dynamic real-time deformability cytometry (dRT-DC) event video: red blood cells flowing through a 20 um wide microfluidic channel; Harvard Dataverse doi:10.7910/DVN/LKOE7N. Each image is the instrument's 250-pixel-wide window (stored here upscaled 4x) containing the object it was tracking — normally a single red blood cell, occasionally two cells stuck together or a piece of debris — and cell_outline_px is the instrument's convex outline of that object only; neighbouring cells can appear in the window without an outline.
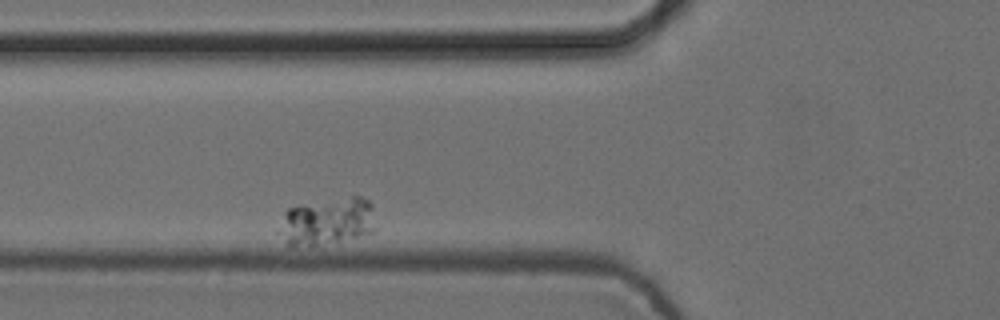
{"species": "common noctule bat (a hibernating species)", "species_latin": "Nyctalus noctula", "temperature_condition": "cold", "stored_images_in_passage": 33, "camera_frame_rate_fps": 3000, "um_per_image_px": 0.085, "animal": {"sex": "female", "body_mass_g": 24.6, "forearm_length_mm": 56.2}, "frame": {"image": 1, "passage_image": 5, "time_ms": 1.333, "image_size_px": [1000, 320], "cell_outline_px": [[376, 228], [372, 232], [356, 236], [316, 244], [288, 248], [284, 244], [284, 212], [288, 208], [352, 196], [360, 196], [368, 200], [372, 204]], "centroid_in_image_um": [27.89, 18.81], "position_along_channel_um": 97.9, "area_um2": 25.61}}
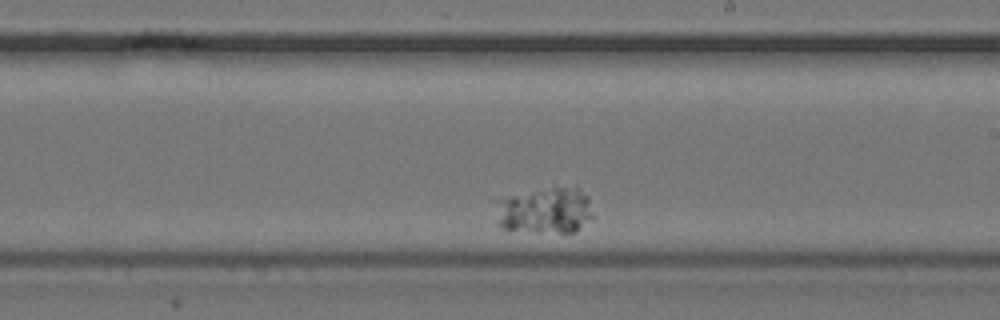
{"frame": {"image": 2, "passage_image": 20, "time_ms": 6.333, "image_size_px": [1000, 320], "cell_outline_px": [[592, 216], [572, 232], [560, 232], [500, 228], [496, 224], [492, 200], [556, 184], [576, 184], [588, 196]], "centroid_in_image_um": [46.25, 17.79], "position_along_channel_um": 242.7, "area_um2": 27.05}}
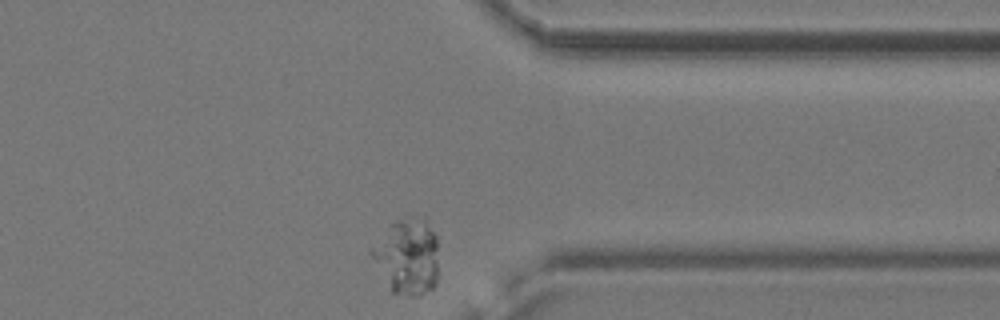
{"frame": {"image": 3, "passage_image": 33, "time_ms": 10.667, "image_size_px": [1000, 320], "cell_outline_px": [[436, 284], [432, 288], [420, 296], [408, 296], [392, 292], [368, 252], [392, 224], [400, 220], [424, 216], [436, 236]], "centroid_in_image_um": [34.63, 21.83], "position_along_channel_um": 376.8, "area_um2": 28.9}}